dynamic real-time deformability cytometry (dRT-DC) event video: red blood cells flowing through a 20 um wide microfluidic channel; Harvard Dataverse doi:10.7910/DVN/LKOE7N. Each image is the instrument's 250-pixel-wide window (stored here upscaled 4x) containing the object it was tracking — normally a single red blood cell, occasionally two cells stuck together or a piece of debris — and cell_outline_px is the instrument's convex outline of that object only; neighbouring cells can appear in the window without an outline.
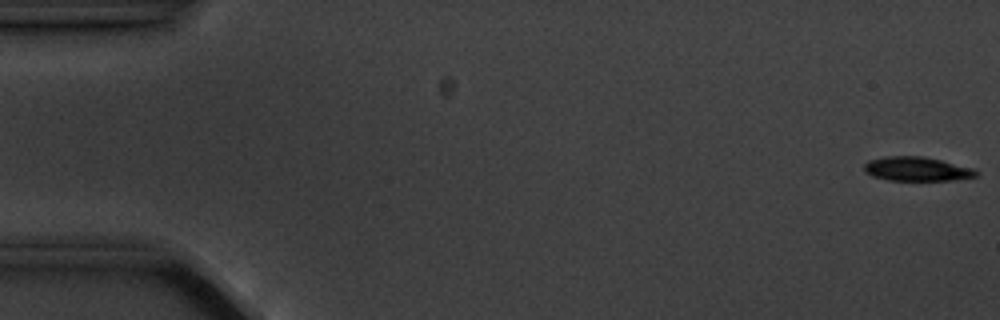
{"species": "common noctule bat (a hibernating species)", "species_latin": "Nyctalus noctula", "temperature_condition": "cold", "stored_images_in_passage": 5, "camera_frame_rate_fps": 3000, "um_per_image_px": 0.085, "animal": {"sex": "male", "body_mass_g": 20.1, "forearm_length_mm": 53.5}, "frame": {"image": 1, "passage_image": 1, "time_ms": 0.0, "image_size_px": [1000, 320], "cell_outline_px": [[980, 172], [976, 176], [956, 180], [888, 180], [872, 176], [864, 172], [864, 164], [868, 160], [888, 156], [924, 156], [972, 168]], "centroid_in_image_um": [77.91, 14.36], "position_along_channel_um": 7.1, "area_um2": 15.72}}